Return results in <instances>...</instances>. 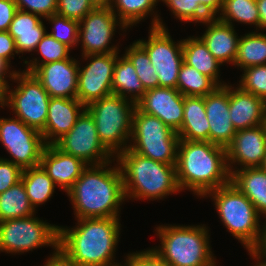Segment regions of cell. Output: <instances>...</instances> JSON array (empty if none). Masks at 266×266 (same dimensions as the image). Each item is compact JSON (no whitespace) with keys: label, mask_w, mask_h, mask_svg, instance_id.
Wrapping results in <instances>:
<instances>
[{"label":"cell","mask_w":266,"mask_h":266,"mask_svg":"<svg viewBox=\"0 0 266 266\" xmlns=\"http://www.w3.org/2000/svg\"><path fill=\"white\" fill-rule=\"evenodd\" d=\"M79 61L65 60L40 65L33 74L50 97L76 98Z\"/></svg>","instance_id":"cell-18"},{"label":"cell","mask_w":266,"mask_h":266,"mask_svg":"<svg viewBox=\"0 0 266 266\" xmlns=\"http://www.w3.org/2000/svg\"><path fill=\"white\" fill-rule=\"evenodd\" d=\"M207 195L212 197L219 218L228 232L245 249H254L264 235L266 222L260 225V215L252 202L231 182L207 192L203 197H208Z\"/></svg>","instance_id":"cell-6"},{"label":"cell","mask_w":266,"mask_h":266,"mask_svg":"<svg viewBox=\"0 0 266 266\" xmlns=\"http://www.w3.org/2000/svg\"><path fill=\"white\" fill-rule=\"evenodd\" d=\"M260 167H261L263 170L266 171V155H265L264 160H263V163H262V165H261Z\"/></svg>","instance_id":"cell-52"},{"label":"cell","mask_w":266,"mask_h":266,"mask_svg":"<svg viewBox=\"0 0 266 266\" xmlns=\"http://www.w3.org/2000/svg\"><path fill=\"white\" fill-rule=\"evenodd\" d=\"M248 252L249 255L257 261L254 266H266V260H263V258L261 259V256L254 249H248Z\"/></svg>","instance_id":"cell-50"},{"label":"cell","mask_w":266,"mask_h":266,"mask_svg":"<svg viewBox=\"0 0 266 266\" xmlns=\"http://www.w3.org/2000/svg\"><path fill=\"white\" fill-rule=\"evenodd\" d=\"M21 180L34 210L38 205L47 202L53 196L56 188L55 183L41 165L23 169Z\"/></svg>","instance_id":"cell-31"},{"label":"cell","mask_w":266,"mask_h":266,"mask_svg":"<svg viewBox=\"0 0 266 266\" xmlns=\"http://www.w3.org/2000/svg\"><path fill=\"white\" fill-rule=\"evenodd\" d=\"M158 2L160 0H112L109 7L127 28L136 25L149 14L154 17L151 27L166 28L160 16L153 11Z\"/></svg>","instance_id":"cell-30"},{"label":"cell","mask_w":266,"mask_h":266,"mask_svg":"<svg viewBox=\"0 0 266 266\" xmlns=\"http://www.w3.org/2000/svg\"><path fill=\"white\" fill-rule=\"evenodd\" d=\"M177 132L156 116L143 113L137 107L133 113L132 135L129 147L132 151L168 165H176L179 143Z\"/></svg>","instance_id":"cell-9"},{"label":"cell","mask_w":266,"mask_h":266,"mask_svg":"<svg viewBox=\"0 0 266 266\" xmlns=\"http://www.w3.org/2000/svg\"><path fill=\"white\" fill-rule=\"evenodd\" d=\"M164 2L174 17L184 22L203 23L216 17L222 10L223 0H160Z\"/></svg>","instance_id":"cell-29"},{"label":"cell","mask_w":266,"mask_h":266,"mask_svg":"<svg viewBox=\"0 0 266 266\" xmlns=\"http://www.w3.org/2000/svg\"><path fill=\"white\" fill-rule=\"evenodd\" d=\"M182 53L185 64L196 68L200 73L211 78L219 87L227 84L219 80V68L222 64L210 53L198 36L182 40Z\"/></svg>","instance_id":"cell-27"},{"label":"cell","mask_w":266,"mask_h":266,"mask_svg":"<svg viewBox=\"0 0 266 266\" xmlns=\"http://www.w3.org/2000/svg\"><path fill=\"white\" fill-rule=\"evenodd\" d=\"M76 227L59 226L58 246L80 266H111L119 242V218L76 219ZM69 228V229H68Z\"/></svg>","instance_id":"cell-3"},{"label":"cell","mask_w":266,"mask_h":266,"mask_svg":"<svg viewBox=\"0 0 266 266\" xmlns=\"http://www.w3.org/2000/svg\"><path fill=\"white\" fill-rule=\"evenodd\" d=\"M111 163L88 165L66 192L77 219L119 218L126 200L123 177L118 163L112 168Z\"/></svg>","instance_id":"cell-1"},{"label":"cell","mask_w":266,"mask_h":266,"mask_svg":"<svg viewBox=\"0 0 266 266\" xmlns=\"http://www.w3.org/2000/svg\"><path fill=\"white\" fill-rule=\"evenodd\" d=\"M17 8L45 19L56 14L57 0H14ZM27 9V10H26Z\"/></svg>","instance_id":"cell-41"},{"label":"cell","mask_w":266,"mask_h":266,"mask_svg":"<svg viewBox=\"0 0 266 266\" xmlns=\"http://www.w3.org/2000/svg\"><path fill=\"white\" fill-rule=\"evenodd\" d=\"M155 231L161 246L151 249L170 266H216L209 230L204 224L160 225Z\"/></svg>","instance_id":"cell-5"},{"label":"cell","mask_w":266,"mask_h":266,"mask_svg":"<svg viewBox=\"0 0 266 266\" xmlns=\"http://www.w3.org/2000/svg\"><path fill=\"white\" fill-rule=\"evenodd\" d=\"M54 145L89 166L115 160V156L99 140L94 119L86 109L78 117L72 129ZM112 157L114 158L111 159Z\"/></svg>","instance_id":"cell-13"},{"label":"cell","mask_w":266,"mask_h":266,"mask_svg":"<svg viewBox=\"0 0 266 266\" xmlns=\"http://www.w3.org/2000/svg\"><path fill=\"white\" fill-rule=\"evenodd\" d=\"M146 91L131 61L124 54L122 57L117 55L112 80V93L137 103Z\"/></svg>","instance_id":"cell-28"},{"label":"cell","mask_w":266,"mask_h":266,"mask_svg":"<svg viewBox=\"0 0 266 266\" xmlns=\"http://www.w3.org/2000/svg\"><path fill=\"white\" fill-rule=\"evenodd\" d=\"M229 114L236 131L266 123V101L229 85Z\"/></svg>","instance_id":"cell-21"},{"label":"cell","mask_w":266,"mask_h":266,"mask_svg":"<svg viewBox=\"0 0 266 266\" xmlns=\"http://www.w3.org/2000/svg\"><path fill=\"white\" fill-rule=\"evenodd\" d=\"M0 143L22 170L40 165L46 147L43 135L18 118H0Z\"/></svg>","instance_id":"cell-11"},{"label":"cell","mask_w":266,"mask_h":266,"mask_svg":"<svg viewBox=\"0 0 266 266\" xmlns=\"http://www.w3.org/2000/svg\"><path fill=\"white\" fill-rule=\"evenodd\" d=\"M59 226L40 220L34 215L0 222V252L24 253L58 246Z\"/></svg>","instance_id":"cell-10"},{"label":"cell","mask_w":266,"mask_h":266,"mask_svg":"<svg viewBox=\"0 0 266 266\" xmlns=\"http://www.w3.org/2000/svg\"><path fill=\"white\" fill-rule=\"evenodd\" d=\"M46 261L43 266H80L59 246Z\"/></svg>","instance_id":"cell-46"},{"label":"cell","mask_w":266,"mask_h":266,"mask_svg":"<svg viewBox=\"0 0 266 266\" xmlns=\"http://www.w3.org/2000/svg\"><path fill=\"white\" fill-rule=\"evenodd\" d=\"M125 259L129 266H170L153 249L129 253Z\"/></svg>","instance_id":"cell-43"},{"label":"cell","mask_w":266,"mask_h":266,"mask_svg":"<svg viewBox=\"0 0 266 266\" xmlns=\"http://www.w3.org/2000/svg\"><path fill=\"white\" fill-rule=\"evenodd\" d=\"M167 28L151 27L148 40H137L146 50L158 75L159 87L176 89L183 63L182 40L174 42Z\"/></svg>","instance_id":"cell-12"},{"label":"cell","mask_w":266,"mask_h":266,"mask_svg":"<svg viewBox=\"0 0 266 266\" xmlns=\"http://www.w3.org/2000/svg\"><path fill=\"white\" fill-rule=\"evenodd\" d=\"M17 10L14 0H0V31H8Z\"/></svg>","instance_id":"cell-44"},{"label":"cell","mask_w":266,"mask_h":266,"mask_svg":"<svg viewBox=\"0 0 266 266\" xmlns=\"http://www.w3.org/2000/svg\"><path fill=\"white\" fill-rule=\"evenodd\" d=\"M49 23L51 22L52 31L50 34L54 39L68 46L70 49L77 46L79 34V21L68 19L64 16L52 14L45 18Z\"/></svg>","instance_id":"cell-38"},{"label":"cell","mask_w":266,"mask_h":266,"mask_svg":"<svg viewBox=\"0 0 266 266\" xmlns=\"http://www.w3.org/2000/svg\"><path fill=\"white\" fill-rule=\"evenodd\" d=\"M70 50L68 46L54 39L46 32L35 49L44 59L42 58L41 61L40 58L39 60H37V58L30 61L24 60L23 63H25L27 67L23 71L33 73L40 65L68 59L70 57Z\"/></svg>","instance_id":"cell-37"},{"label":"cell","mask_w":266,"mask_h":266,"mask_svg":"<svg viewBox=\"0 0 266 266\" xmlns=\"http://www.w3.org/2000/svg\"><path fill=\"white\" fill-rule=\"evenodd\" d=\"M119 52L82 56L90 60L78 70L76 98L86 107L112 93V80Z\"/></svg>","instance_id":"cell-15"},{"label":"cell","mask_w":266,"mask_h":266,"mask_svg":"<svg viewBox=\"0 0 266 266\" xmlns=\"http://www.w3.org/2000/svg\"><path fill=\"white\" fill-rule=\"evenodd\" d=\"M35 214L22 180L0 194V222L30 217Z\"/></svg>","instance_id":"cell-32"},{"label":"cell","mask_w":266,"mask_h":266,"mask_svg":"<svg viewBox=\"0 0 266 266\" xmlns=\"http://www.w3.org/2000/svg\"><path fill=\"white\" fill-rule=\"evenodd\" d=\"M40 165L55 185L67 192L88 166L73 155L66 154L55 145H46Z\"/></svg>","instance_id":"cell-22"},{"label":"cell","mask_w":266,"mask_h":266,"mask_svg":"<svg viewBox=\"0 0 266 266\" xmlns=\"http://www.w3.org/2000/svg\"><path fill=\"white\" fill-rule=\"evenodd\" d=\"M9 68H11V66L5 60L0 58V95L2 94L4 88L8 85L6 77H10L12 79L14 73L16 72L15 70H8Z\"/></svg>","instance_id":"cell-47"},{"label":"cell","mask_w":266,"mask_h":266,"mask_svg":"<svg viewBox=\"0 0 266 266\" xmlns=\"http://www.w3.org/2000/svg\"><path fill=\"white\" fill-rule=\"evenodd\" d=\"M226 155L230 174L233 165H239L240 169L260 167L266 155V123L238 130L226 147Z\"/></svg>","instance_id":"cell-16"},{"label":"cell","mask_w":266,"mask_h":266,"mask_svg":"<svg viewBox=\"0 0 266 266\" xmlns=\"http://www.w3.org/2000/svg\"><path fill=\"white\" fill-rule=\"evenodd\" d=\"M45 28L40 16L18 9L8 29L15 40L18 55L35 52L37 44L47 32Z\"/></svg>","instance_id":"cell-24"},{"label":"cell","mask_w":266,"mask_h":266,"mask_svg":"<svg viewBox=\"0 0 266 266\" xmlns=\"http://www.w3.org/2000/svg\"><path fill=\"white\" fill-rule=\"evenodd\" d=\"M230 182L252 202L260 216L262 214L266 216L265 170L261 167L244 169L235 167L231 173Z\"/></svg>","instance_id":"cell-25"},{"label":"cell","mask_w":266,"mask_h":266,"mask_svg":"<svg viewBox=\"0 0 266 266\" xmlns=\"http://www.w3.org/2000/svg\"><path fill=\"white\" fill-rule=\"evenodd\" d=\"M115 158L122 173L126 199L159 200L180 191L176 165L146 158L130 148Z\"/></svg>","instance_id":"cell-4"},{"label":"cell","mask_w":266,"mask_h":266,"mask_svg":"<svg viewBox=\"0 0 266 266\" xmlns=\"http://www.w3.org/2000/svg\"><path fill=\"white\" fill-rule=\"evenodd\" d=\"M254 250L261 256V258L266 260V229Z\"/></svg>","instance_id":"cell-49"},{"label":"cell","mask_w":266,"mask_h":266,"mask_svg":"<svg viewBox=\"0 0 266 266\" xmlns=\"http://www.w3.org/2000/svg\"><path fill=\"white\" fill-rule=\"evenodd\" d=\"M117 26L122 31L127 29L110 7L96 6L90 11L79 22L78 42L82 43V56L119 52L117 46H110Z\"/></svg>","instance_id":"cell-14"},{"label":"cell","mask_w":266,"mask_h":266,"mask_svg":"<svg viewBox=\"0 0 266 266\" xmlns=\"http://www.w3.org/2000/svg\"><path fill=\"white\" fill-rule=\"evenodd\" d=\"M14 54H18L15 40L8 31H0V58L11 65L10 60L13 59Z\"/></svg>","instance_id":"cell-45"},{"label":"cell","mask_w":266,"mask_h":266,"mask_svg":"<svg viewBox=\"0 0 266 266\" xmlns=\"http://www.w3.org/2000/svg\"><path fill=\"white\" fill-rule=\"evenodd\" d=\"M209 128L204 97L184 96L183 121L177 132L180 140L209 142Z\"/></svg>","instance_id":"cell-26"},{"label":"cell","mask_w":266,"mask_h":266,"mask_svg":"<svg viewBox=\"0 0 266 266\" xmlns=\"http://www.w3.org/2000/svg\"><path fill=\"white\" fill-rule=\"evenodd\" d=\"M135 108L136 103L115 94L86 106L94 119L99 140L113 156L129 147Z\"/></svg>","instance_id":"cell-7"},{"label":"cell","mask_w":266,"mask_h":266,"mask_svg":"<svg viewBox=\"0 0 266 266\" xmlns=\"http://www.w3.org/2000/svg\"><path fill=\"white\" fill-rule=\"evenodd\" d=\"M111 266H129L127 263H125L124 265H122L121 263H117V264H114V265H111Z\"/></svg>","instance_id":"cell-53"},{"label":"cell","mask_w":266,"mask_h":266,"mask_svg":"<svg viewBox=\"0 0 266 266\" xmlns=\"http://www.w3.org/2000/svg\"><path fill=\"white\" fill-rule=\"evenodd\" d=\"M219 86L196 68L182 63L176 89L184 96L205 97L213 93Z\"/></svg>","instance_id":"cell-34"},{"label":"cell","mask_w":266,"mask_h":266,"mask_svg":"<svg viewBox=\"0 0 266 266\" xmlns=\"http://www.w3.org/2000/svg\"><path fill=\"white\" fill-rule=\"evenodd\" d=\"M239 87L266 101V65L242 69Z\"/></svg>","instance_id":"cell-39"},{"label":"cell","mask_w":266,"mask_h":266,"mask_svg":"<svg viewBox=\"0 0 266 266\" xmlns=\"http://www.w3.org/2000/svg\"><path fill=\"white\" fill-rule=\"evenodd\" d=\"M95 6H101V7H109L112 0H91Z\"/></svg>","instance_id":"cell-51"},{"label":"cell","mask_w":266,"mask_h":266,"mask_svg":"<svg viewBox=\"0 0 266 266\" xmlns=\"http://www.w3.org/2000/svg\"><path fill=\"white\" fill-rule=\"evenodd\" d=\"M217 18L227 24L233 21L255 25L259 28V12L256 0H223L222 10Z\"/></svg>","instance_id":"cell-35"},{"label":"cell","mask_w":266,"mask_h":266,"mask_svg":"<svg viewBox=\"0 0 266 266\" xmlns=\"http://www.w3.org/2000/svg\"><path fill=\"white\" fill-rule=\"evenodd\" d=\"M85 109L77 98L50 97L45 127L41 132L46 145H54L67 134Z\"/></svg>","instance_id":"cell-20"},{"label":"cell","mask_w":266,"mask_h":266,"mask_svg":"<svg viewBox=\"0 0 266 266\" xmlns=\"http://www.w3.org/2000/svg\"><path fill=\"white\" fill-rule=\"evenodd\" d=\"M207 26L199 38L205 43L210 53L221 63L234 65L237 55L239 36L234 25L220 21L217 17L203 22Z\"/></svg>","instance_id":"cell-23"},{"label":"cell","mask_w":266,"mask_h":266,"mask_svg":"<svg viewBox=\"0 0 266 266\" xmlns=\"http://www.w3.org/2000/svg\"><path fill=\"white\" fill-rule=\"evenodd\" d=\"M143 113L159 118L165 125L178 132L182 126L184 95L177 89L158 87L148 89L136 103Z\"/></svg>","instance_id":"cell-17"},{"label":"cell","mask_w":266,"mask_h":266,"mask_svg":"<svg viewBox=\"0 0 266 266\" xmlns=\"http://www.w3.org/2000/svg\"><path fill=\"white\" fill-rule=\"evenodd\" d=\"M22 169L0 157V194L21 180Z\"/></svg>","instance_id":"cell-42"},{"label":"cell","mask_w":266,"mask_h":266,"mask_svg":"<svg viewBox=\"0 0 266 266\" xmlns=\"http://www.w3.org/2000/svg\"><path fill=\"white\" fill-rule=\"evenodd\" d=\"M266 65V34L249 32L239 38L234 66L240 70Z\"/></svg>","instance_id":"cell-33"},{"label":"cell","mask_w":266,"mask_h":266,"mask_svg":"<svg viewBox=\"0 0 266 266\" xmlns=\"http://www.w3.org/2000/svg\"><path fill=\"white\" fill-rule=\"evenodd\" d=\"M259 12V30H266V0H256Z\"/></svg>","instance_id":"cell-48"},{"label":"cell","mask_w":266,"mask_h":266,"mask_svg":"<svg viewBox=\"0 0 266 266\" xmlns=\"http://www.w3.org/2000/svg\"><path fill=\"white\" fill-rule=\"evenodd\" d=\"M206 117L209 123V142L227 147L237 132L229 114V85L218 87L204 97Z\"/></svg>","instance_id":"cell-19"},{"label":"cell","mask_w":266,"mask_h":266,"mask_svg":"<svg viewBox=\"0 0 266 266\" xmlns=\"http://www.w3.org/2000/svg\"><path fill=\"white\" fill-rule=\"evenodd\" d=\"M125 56L131 61L146 90L159 87L158 75L155 68L151 65L150 58L146 50L134 41L124 52Z\"/></svg>","instance_id":"cell-36"},{"label":"cell","mask_w":266,"mask_h":266,"mask_svg":"<svg viewBox=\"0 0 266 266\" xmlns=\"http://www.w3.org/2000/svg\"><path fill=\"white\" fill-rule=\"evenodd\" d=\"M226 148L208 141L179 140L176 178L180 191L200 198L230 183Z\"/></svg>","instance_id":"cell-2"},{"label":"cell","mask_w":266,"mask_h":266,"mask_svg":"<svg viewBox=\"0 0 266 266\" xmlns=\"http://www.w3.org/2000/svg\"><path fill=\"white\" fill-rule=\"evenodd\" d=\"M12 80L18 85L14 90L9 85L4 88L0 95L1 108L9 106L15 118L42 132L48 115L49 94L33 73L16 71Z\"/></svg>","instance_id":"cell-8"},{"label":"cell","mask_w":266,"mask_h":266,"mask_svg":"<svg viewBox=\"0 0 266 266\" xmlns=\"http://www.w3.org/2000/svg\"><path fill=\"white\" fill-rule=\"evenodd\" d=\"M95 7L91 0H57L56 13L80 22Z\"/></svg>","instance_id":"cell-40"}]
</instances>
